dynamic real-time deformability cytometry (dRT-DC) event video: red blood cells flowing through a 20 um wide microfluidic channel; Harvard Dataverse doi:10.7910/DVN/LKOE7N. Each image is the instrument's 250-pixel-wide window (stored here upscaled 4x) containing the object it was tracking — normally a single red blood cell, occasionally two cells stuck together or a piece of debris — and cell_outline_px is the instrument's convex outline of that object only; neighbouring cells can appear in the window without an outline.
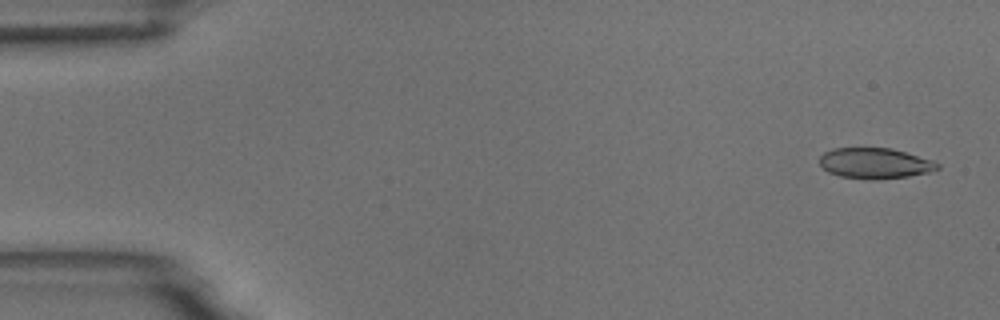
{"species": "common noctule bat (a hibernating species)", "species_latin": "Nyctalus noctula", "temperature_condition": "room temperature", "stored_images_in_passage": 5, "camera_frame_rate_fps": 3000, "um_per_image_px": 0.085, "animal": {"sex": "male", "body_mass_g": 18.8}, "frame": {"image": 1, "passage_image": 1, "time_ms": 0.0, "image_size_px": [1000, 320], "cell_outline_px": [[940, 168], [932, 172], [908, 176], [872, 180], [840, 176], [828, 172], [820, 164], [820, 156], [824, 152], [832, 148], [892, 148], [932, 160], [940, 164]], "centroid_in_image_um": [74.38, 13.88], "position_along_channel_um": 10.6, "area_um2": 21.1}}
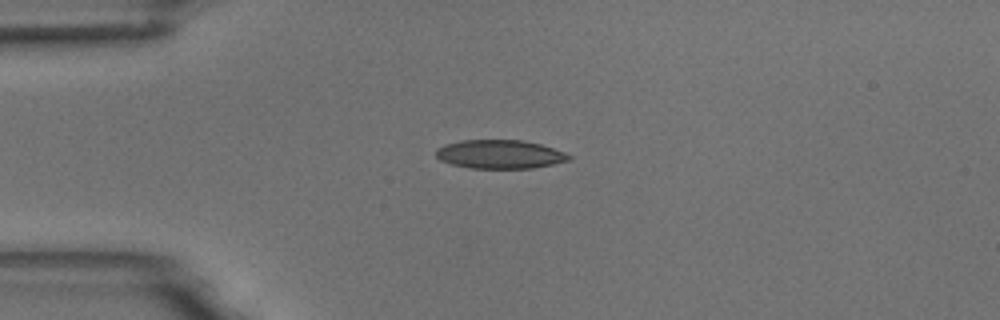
{"frame": {"image": 2, "passage_image": 4, "time_ms": 3.667, "image_size_px": [1000, 320], "cell_outline_px": [[572, 160], [532, 168], [472, 168], [452, 164], [440, 160], [436, 156], [436, 148], [460, 140], [520, 140], [540, 144], [564, 152], [572, 156]], "centroid_in_image_um": [42.5, 13.11], "position_along_channel_um": 42.5, "area_um2": 22.08}}